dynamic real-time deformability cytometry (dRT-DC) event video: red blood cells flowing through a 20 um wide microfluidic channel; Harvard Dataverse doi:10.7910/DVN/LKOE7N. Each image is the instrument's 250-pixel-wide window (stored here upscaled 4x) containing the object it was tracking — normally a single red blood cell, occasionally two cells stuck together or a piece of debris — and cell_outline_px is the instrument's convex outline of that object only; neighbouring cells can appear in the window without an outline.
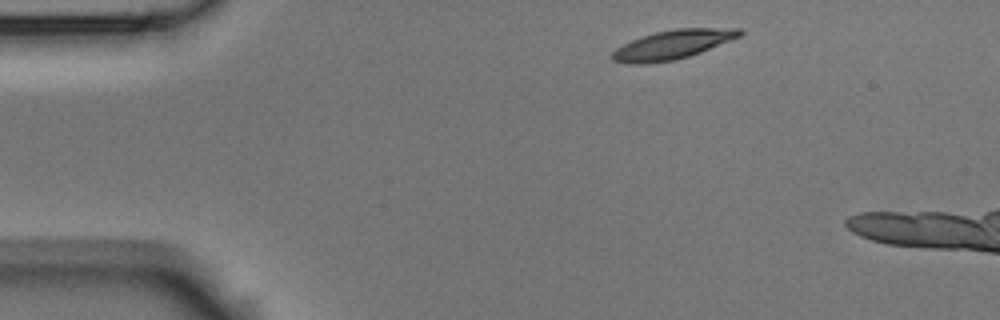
{"species": "Egyptian fruit bat (a non-hibernating species)", "species_latin": "Rousettus aegyptiacus", "temperature_condition": "room temperature", "stored_images_in_passage": 3, "camera_frame_rate_fps": 3000, "um_per_image_px": 0.085, "animal": {"sex": "male"}, "frame": {"image": 1, "passage_image": 1, "time_ms": 0.0, "image_size_px": [1000, 320], "cell_outline_px": [[744, 32], [740, 36], [700, 52], [688, 56], [672, 60], [648, 64], [628, 64], [612, 60], [608, 56], [616, 48], [632, 40], [656, 32], [676, 28], [740, 28]], "centroid_in_image_um": [57.13, 3.8], "position_along_channel_um": 27.9, "area_um2": 21.44}}